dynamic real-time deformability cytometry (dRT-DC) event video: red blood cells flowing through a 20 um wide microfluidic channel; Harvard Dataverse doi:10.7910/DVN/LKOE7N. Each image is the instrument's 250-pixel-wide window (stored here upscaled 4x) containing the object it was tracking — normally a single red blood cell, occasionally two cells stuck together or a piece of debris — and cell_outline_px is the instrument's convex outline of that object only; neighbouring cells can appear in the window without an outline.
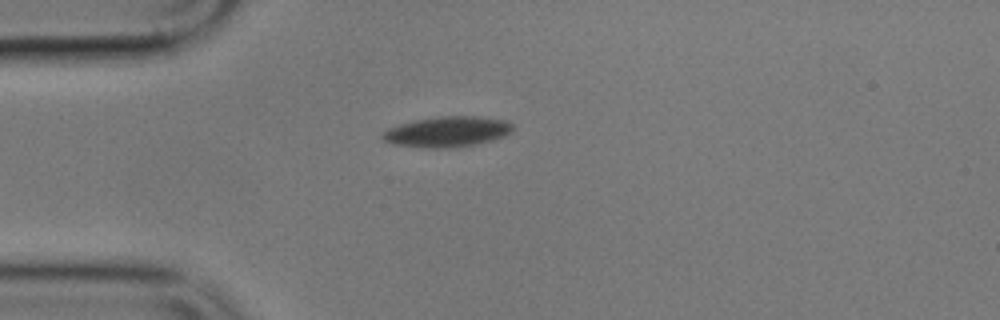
{"species": "common noctule bat (a hibernating species)", "species_latin": "Nyctalus noctula", "temperature_condition": "cold", "stored_images_in_passage": 8, "camera_frame_rate_fps": 3000, "um_per_image_px": 0.085, "animal": {"sex": "male", "body_mass_g": 17.9}, "frame": {"image": 1, "passage_image": 1, "time_ms": 0.0, "image_size_px": [1000, 320], "cell_outline_px": [[512, 132], [504, 136], [492, 140], [476, 144], [444, 148], [424, 148], [392, 144], [384, 140], [380, 136], [388, 128], [400, 124], [416, 120], [444, 116], [480, 116], [508, 120], [512, 124]], "centroid_in_image_um": [38.03, 11.19], "position_along_channel_um": 47.0, "area_um2": 23.12}}
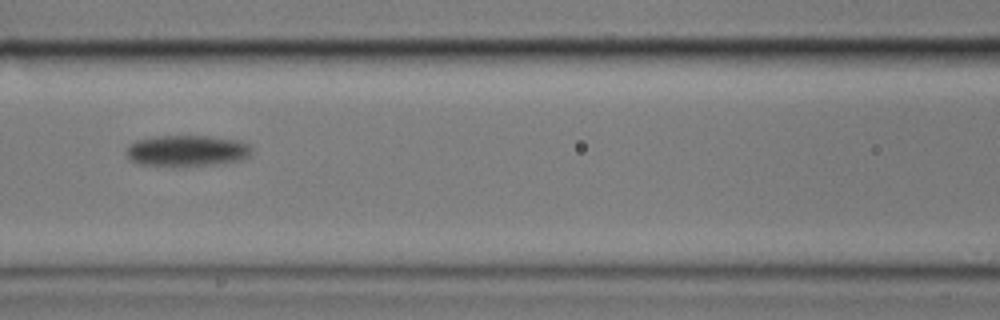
{"frame": {"image": 2, "passage_image": 4, "time_ms": 3.667, "image_size_px": [1000, 320], "cell_outline_px": [[252, 152], [244, 160], [216, 164], [136, 164], [128, 160], [128, 144], [136, 140], [152, 136], [208, 136], [240, 140], [248, 144], [252, 148]], "centroid_in_image_um": [15.92, 12.78], "position_along_channel_um": 150.7, "area_um2": 22.43}}
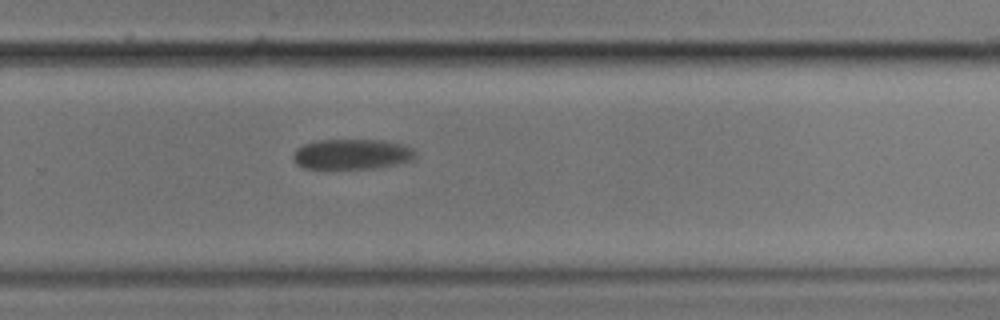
{"frame": {"image": 3, "passage_image": 8, "time_ms": 8.333, "image_size_px": [1000, 320], "cell_outline_px": [[416, 156], [412, 160], [400, 164], [372, 168], [304, 168], [296, 164], [292, 156], [296, 148], [304, 144], [320, 140], [384, 140], [404, 144], [412, 148], [416, 152]], "centroid_in_image_um": [29.94, 13.1], "position_along_channel_um": 299.9, "area_um2": 21.68}}